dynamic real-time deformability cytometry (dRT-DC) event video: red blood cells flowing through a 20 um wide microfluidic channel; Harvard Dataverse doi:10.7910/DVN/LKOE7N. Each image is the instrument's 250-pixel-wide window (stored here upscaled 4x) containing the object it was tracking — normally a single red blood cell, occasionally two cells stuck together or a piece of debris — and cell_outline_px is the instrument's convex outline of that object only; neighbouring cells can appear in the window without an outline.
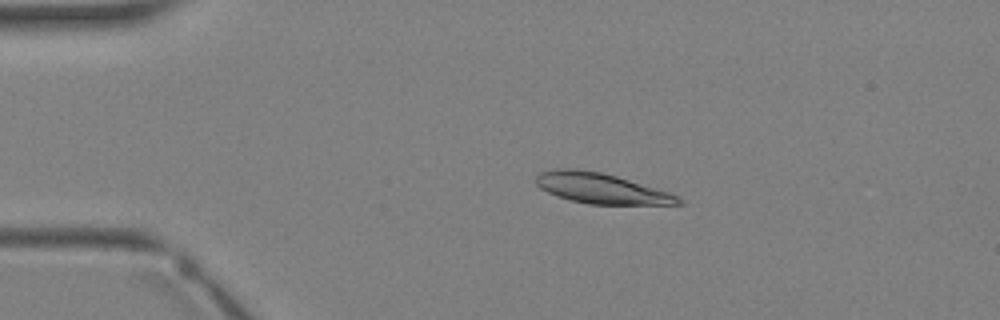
{"species": "Egyptian fruit bat (a non-hibernating species)", "species_latin": "Rousettus aegyptiacus", "temperature_condition": "warm", "stored_images_in_passage": 3, "camera_frame_rate_fps": 3000, "um_per_image_px": 0.085, "animal": {"sex": "female"}, "frame": {"image": 1, "passage_image": 2, "time_ms": 1.333, "image_size_px": [1000, 320], "cell_outline_px": [[684, 204], [588, 204], [556, 196], [540, 188], [536, 184], [536, 176], [540, 172], [556, 168], [572, 168], [600, 172], [616, 176], [668, 192], [684, 200]], "centroid_in_image_um": [51.06, 16.0], "position_along_channel_um": 33.9, "area_um2": 24.91}}